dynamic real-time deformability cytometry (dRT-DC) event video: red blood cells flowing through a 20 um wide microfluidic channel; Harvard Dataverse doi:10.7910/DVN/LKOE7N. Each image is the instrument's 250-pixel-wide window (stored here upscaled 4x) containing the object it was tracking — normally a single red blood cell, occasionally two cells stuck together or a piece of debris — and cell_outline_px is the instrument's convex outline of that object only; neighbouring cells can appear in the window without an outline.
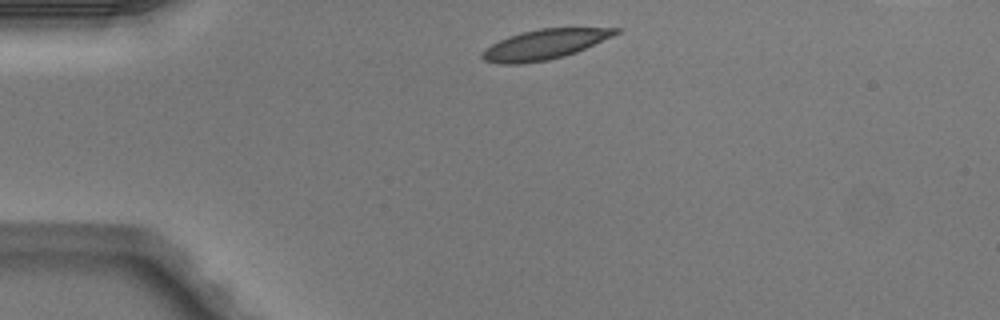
{"species": "Egyptian fruit bat (a non-hibernating species)", "species_latin": "Rousettus aegyptiacus", "temperature_condition": "warm", "stored_images_in_passage": 2, "camera_frame_rate_fps": 3000, "um_per_image_px": 0.085, "animal": {"sex": "male"}, "frame": {"image": 1, "passage_image": 1, "time_ms": 0.0, "image_size_px": [1000, 320], "cell_outline_px": [[620, 32], [612, 36], [576, 52], [564, 56], [548, 60], [520, 64], [500, 64], [484, 60], [480, 56], [492, 44], [508, 36], [540, 28], [620, 28]], "centroid_in_image_um": [46.28, 3.78], "position_along_channel_um": 38.7, "area_um2": 22.89}}